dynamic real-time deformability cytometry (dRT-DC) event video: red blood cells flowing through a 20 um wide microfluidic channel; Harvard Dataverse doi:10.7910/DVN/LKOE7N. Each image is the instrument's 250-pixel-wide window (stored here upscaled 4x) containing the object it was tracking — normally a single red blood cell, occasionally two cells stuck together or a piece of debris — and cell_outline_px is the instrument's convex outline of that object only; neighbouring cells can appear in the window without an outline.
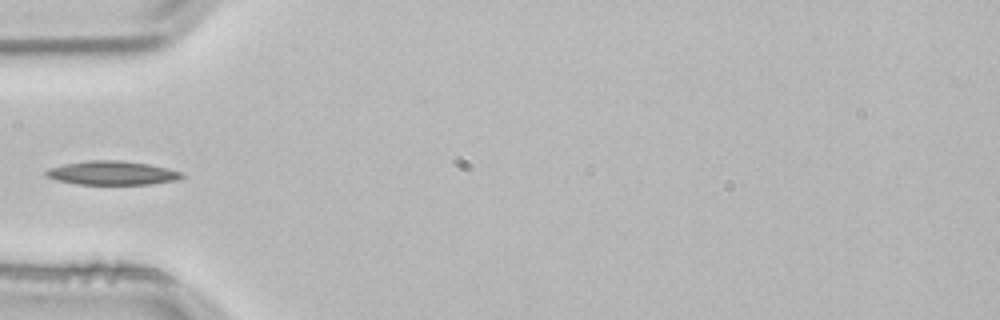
{"species": "common noctule bat (a hibernating species)", "species_latin": "Nyctalus noctula", "temperature_condition": "room temperature", "stored_images_in_passage": 4, "camera_frame_rate_fps": 3000, "um_per_image_px": 0.085, "animal": {"sex": "male", "body_mass_g": 21.5, "forearm_length_mm": 52.0}, "frame": {"image": 1, "passage_image": 4, "time_ms": 1.0, "image_size_px": [1000, 320], "cell_outline_px": [[184, 176], [180, 180], [152, 184], [76, 184], [56, 180], [44, 176], [44, 172], [48, 168], [64, 164], [88, 160], [120, 160], [148, 164], [180, 172]], "centroid_in_image_um": [9.48, 14.7], "position_along_channel_um": 75.5, "area_um2": 18.9}}